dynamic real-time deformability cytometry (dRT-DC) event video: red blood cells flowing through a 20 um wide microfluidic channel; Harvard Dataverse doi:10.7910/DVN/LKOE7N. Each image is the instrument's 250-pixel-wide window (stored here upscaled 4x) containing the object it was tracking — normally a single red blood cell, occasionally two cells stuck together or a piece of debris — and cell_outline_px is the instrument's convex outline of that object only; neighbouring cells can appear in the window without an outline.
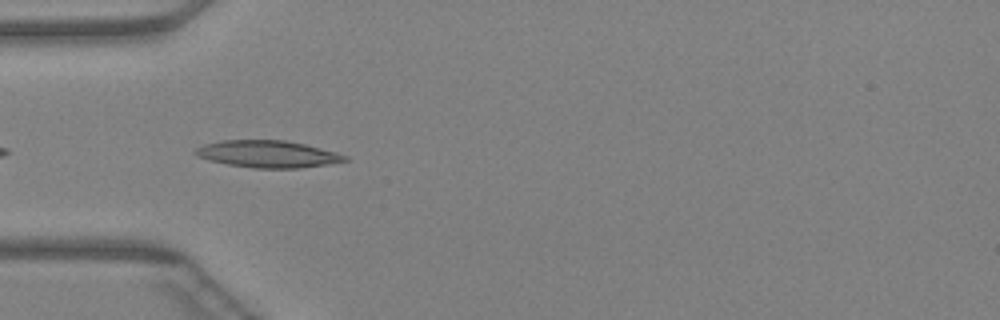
{"species": "Egyptian fruit bat (a non-hibernating species)", "species_latin": "Rousettus aegyptiacus", "temperature_condition": "warm", "stored_images_in_passage": 5, "camera_frame_rate_fps": 3000, "um_per_image_px": 0.085, "animal": {"sex": "female"}, "frame": {"image": 1, "passage_image": 2, "time_ms": 0.333, "image_size_px": [1000, 320], "cell_outline_px": [[348, 160], [328, 164], [300, 168], [252, 168], [228, 164], [208, 160], [196, 156], [192, 152], [196, 148], [204, 144], [220, 140], [284, 140], [304, 144], [336, 152], [348, 156]], "centroid_in_image_um": [22.72, 13.09], "position_along_channel_um": 62.3, "area_um2": 23.58}}